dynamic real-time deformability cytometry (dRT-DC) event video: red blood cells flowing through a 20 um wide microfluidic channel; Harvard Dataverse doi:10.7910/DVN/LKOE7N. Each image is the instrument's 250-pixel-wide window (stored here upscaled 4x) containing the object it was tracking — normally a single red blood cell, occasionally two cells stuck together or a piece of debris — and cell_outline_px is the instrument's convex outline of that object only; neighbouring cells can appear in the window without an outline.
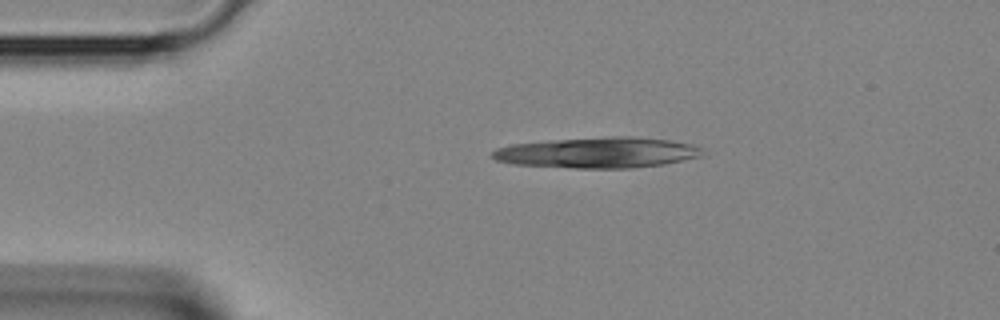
{"species": "Egyptian fruit bat (a non-hibernating species)", "species_latin": "Rousettus aegyptiacus", "temperature_condition": "room temperature", "stored_images_in_passage": 3, "camera_frame_rate_fps": 3000, "um_per_image_px": 0.085, "animal": {"sex": "female"}, "frame": {"image": 1, "passage_image": 1, "time_ms": 0.0, "image_size_px": [1000, 320], "cell_outline_px": [[704, 156], [664, 164], [632, 168], [576, 168], [516, 164], [496, 160], [492, 156], [492, 152], [496, 148], [512, 144], [548, 140], [612, 136], [632, 136], [668, 140], [692, 144], [704, 148]], "centroid_in_image_um": [50.87, 12.96], "position_along_channel_um": 34.1, "area_um2": 37.74}}
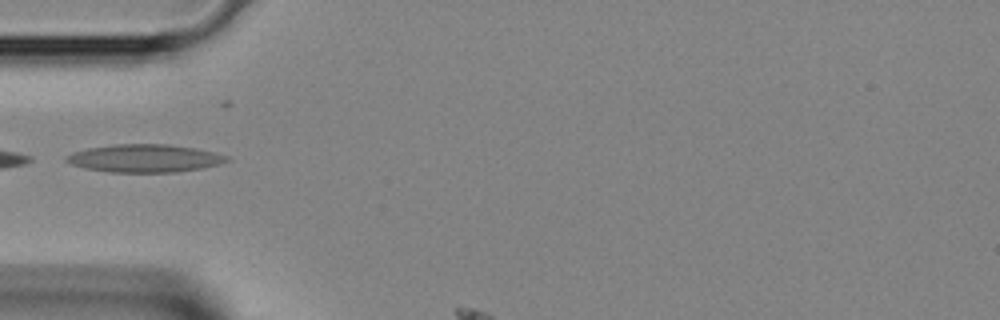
{"frame": {"image": 2, "passage_image": 2, "time_ms": 0.333, "image_size_px": [1000, 320], "cell_outline_px": [[232, 160], [220, 164], [200, 168], [176, 172], [108, 172], [84, 168], [72, 164], [64, 160], [64, 156], [72, 152], [88, 148], [112, 144], [168, 144], [196, 148], [228, 156]], "centroid_in_image_um": [12.27, 13.45], "position_along_channel_um": 72.7, "area_um2": 26.18}}